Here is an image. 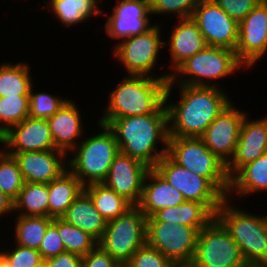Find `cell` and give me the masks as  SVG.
Masks as SVG:
<instances>
[{
	"mask_svg": "<svg viewBox=\"0 0 267 267\" xmlns=\"http://www.w3.org/2000/svg\"><path fill=\"white\" fill-rule=\"evenodd\" d=\"M178 102L169 103L172 85H167L164 103L169 137H201L214 119L231 103L221 87L177 85ZM169 103V104H167Z\"/></svg>",
	"mask_w": 267,
	"mask_h": 267,
	"instance_id": "cell-1",
	"label": "cell"
},
{
	"mask_svg": "<svg viewBox=\"0 0 267 267\" xmlns=\"http://www.w3.org/2000/svg\"><path fill=\"white\" fill-rule=\"evenodd\" d=\"M107 127L113 132L122 153L149 168L167 154L168 115L165 103L153 114L112 120ZM164 145L158 150V143Z\"/></svg>",
	"mask_w": 267,
	"mask_h": 267,
	"instance_id": "cell-2",
	"label": "cell"
},
{
	"mask_svg": "<svg viewBox=\"0 0 267 267\" xmlns=\"http://www.w3.org/2000/svg\"><path fill=\"white\" fill-rule=\"evenodd\" d=\"M167 82L143 75H127L109 93L105 113L97 123L155 113L163 104Z\"/></svg>",
	"mask_w": 267,
	"mask_h": 267,
	"instance_id": "cell-3",
	"label": "cell"
},
{
	"mask_svg": "<svg viewBox=\"0 0 267 267\" xmlns=\"http://www.w3.org/2000/svg\"><path fill=\"white\" fill-rule=\"evenodd\" d=\"M229 202L230 198L222 202L215 218L237 243L247 265L267 267V216L248 213Z\"/></svg>",
	"mask_w": 267,
	"mask_h": 267,
	"instance_id": "cell-4",
	"label": "cell"
},
{
	"mask_svg": "<svg viewBox=\"0 0 267 267\" xmlns=\"http://www.w3.org/2000/svg\"><path fill=\"white\" fill-rule=\"evenodd\" d=\"M96 124L102 132L81 138L82 142L72 150L74 154L71 152L73 157L67 159L68 169L83 186L102 183L120 152L113 132L106 125Z\"/></svg>",
	"mask_w": 267,
	"mask_h": 267,
	"instance_id": "cell-5",
	"label": "cell"
},
{
	"mask_svg": "<svg viewBox=\"0 0 267 267\" xmlns=\"http://www.w3.org/2000/svg\"><path fill=\"white\" fill-rule=\"evenodd\" d=\"M242 67L245 66L237 59L235 51L224 47L207 46L171 73L167 85L218 87L220 85L215 84V81L236 73Z\"/></svg>",
	"mask_w": 267,
	"mask_h": 267,
	"instance_id": "cell-6",
	"label": "cell"
},
{
	"mask_svg": "<svg viewBox=\"0 0 267 267\" xmlns=\"http://www.w3.org/2000/svg\"><path fill=\"white\" fill-rule=\"evenodd\" d=\"M167 155L181 167L207 178L227 198L230 178L226 164L205 146L201 137H169Z\"/></svg>",
	"mask_w": 267,
	"mask_h": 267,
	"instance_id": "cell-7",
	"label": "cell"
},
{
	"mask_svg": "<svg viewBox=\"0 0 267 267\" xmlns=\"http://www.w3.org/2000/svg\"><path fill=\"white\" fill-rule=\"evenodd\" d=\"M147 217L134 205L123 215L107 221L97 245L124 266L146 244Z\"/></svg>",
	"mask_w": 267,
	"mask_h": 267,
	"instance_id": "cell-8",
	"label": "cell"
},
{
	"mask_svg": "<svg viewBox=\"0 0 267 267\" xmlns=\"http://www.w3.org/2000/svg\"><path fill=\"white\" fill-rule=\"evenodd\" d=\"M161 27L159 23L153 24L146 32L115 44L112 54L120 61L119 64L122 63L128 75L149 76L166 82L170 80L171 72L159 76H156L154 71L152 72L157 68L155 65L159 60L160 49L165 48L164 40H161Z\"/></svg>",
	"mask_w": 267,
	"mask_h": 267,
	"instance_id": "cell-9",
	"label": "cell"
},
{
	"mask_svg": "<svg viewBox=\"0 0 267 267\" xmlns=\"http://www.w3.org/2000/svg\"><path fill=\"white\" fill-rule=\"evenodd\" d=\"M193 267H247L240 249L224 226L214 218L198 233Z\"/></svg>",
	"mask_w": 267,
	"mask_h": 267,
	"instance_id": "cell-10",
	"label": "cell"
},
{
	"mask_svg": "<svg viewBox=\"0 0 267 267\" xmlns=\"http://www.w3.org/2000/svg\"><path fill=\"white\" fill-rule=\"evenodd\" d=\"M187 201L204 204L214 215L226 197L205 177L175 163L167 154L154 167Z\"/></svg>",
	"mask_w": 267,
	"mask_h": 267,
	"instance_id": "cell-11",
	"label": "cell"
},
{
	"mask_svg": "<svg viewBox=\"0 0 267 267\" xmlns=\"http://www.w3.org/2000/svg\"><path fill=\"white\" fill-rule=\"evenodd\" d=\"M199 230L170 222H146V244L172 262H190L196 251Z\"/></svg>",
	"mask_w": 267,
	"mask_h": 267,
	"instance_id": "cell-12",
	"label": "cell"
},
{
	"mask_svg": "<svg viewBox=\"0 0 267 267\" xmlns=\"http://www.w3.org/2000/svg\"><path fill=\"white\" fill-rule=\"evenodd\" d=\"M208 46L237 48L239 23L213 0H202L191 16Z\"/></svg>",
	"mask_w": 267,
	"mask_h": 267,
	"instance_id": "cell-13",
	"label": "cell"
},
{
	"mask_svg": "<svg viewBox=\"0 0 267 267\" xmlns=\"http://www.w3.org/2000/svg\"><path fill=\"white\" fill-rule=\"evenodd\" d=\"M267 52V0H261L239 22L237 59L249 69Z\"/></svg>",
	"mask_w": 267,
	"mask_h": 267,
	"instance_id": "cell-14",
	"label": "cell"
},
{
	"mask_svg": "<svg viewBox=\"0 0 267 267\" xmlns=\"http://www.w3.org/2000/svg\"><path fill=\"white\" fill-rule=\"evenodd\" d=\"M233 104L232 101L201 136L205 146L226 165L235 154L240 127L247 114Z\"/></svg>",
	"mask_w": 267,
	"mask_h": 267,
	"instance_id": "cell-15",
	"label": "cell"
},
{
	"mask_svg": "<svg viewBox=\"0 0 267 267\" xmlns=\"http://www.w3.org/2000/svg\"><path fill=\"white\" fill-rule=\"evenodd\" d=\"M108 15L105 31L114 40L128 39L149 30L153 25L150 20L149 0H118Z\"/></svg>",
	"mask_w": 267,
	"mask_h": 267,
	"instance_id": "cell-16",
	"label": "cell"
},
{
	"mask_svg": "<svg viewBox=\"0 0 267 267\" xmlns=\"http://www.w3.org/2000/svg\"><path fill=\"white\" fill-rule=\"evenodd\" d=\"M149 169L142 162L120 151L102 183L133 205H137L141 199L144 179Z\"/></svg>",
	"mask_w": 267,
	"mask_h": 267,
	"instance_id": "cell-17",
	"label": "cell"
},
{
	"mask_svg": "<svg viewBox=\"0 0 267 267\" xmlns=\"http://www.w3.org/2000/svg\"><path fill=\"white\" fill-rule=\"evenodd\" d=\"M7 154L17 161L25 182L48 184L68 169V155L60 150Z\"/></svg>",
	"mask_w": 267,
	"mask_h": 267,
	"instance_id": "cell-18",
	"label": "cell"
},
{
	"mask_svg": "<svg viewBox=\"0 0 267 267\" xmlns=\"http://www.w3.org/2000/svg\"><path fill=\"white\" fill-rule=\"evenodd\" d=\"M267 153V116L249 120L245 115L239 132L236 151L226 165V172L231 178L241 167Z\"/></svg>",
	"mask_w": 267,
	"mask_h": 267,
	"instance_id": "cell-19",
	"label": "cell"
},
{
	"mask_svg": "<svg viewBox=\"0 0 267 267\" xmlns=\"http://www.w3.org/2000/svg\"><path fill=\"white\" fill-rule=\"evenodd\" d=\"M57 150L47 119L28 116L6 132V153Z\"/></svg>",
	"mask_w": 267,
	"mask_h": 267,
	"instance_id": "cell-20",
	"label": "cell"
},
{
	"mask_svg": "<svg viewBox=\"0 0 267 267\" xmlns=\"http://www.w3.org/2000/svg\"><path fill=\"white\" fill-rule=\"evenodd\" d=\"M185 201L180 191L172 187L155 168L146 173L142 195L136 205L146 217H152L157 211L175 207Z\"/></svg>",
	"mask_w": 267,
	"mask_h": 267,
	"instance_id": "cell-21",
	"label": "cell"
},
{
	"mask_svg": "<svg viewBox=\"0 0 267 267\" xmlns=\"http://www.w3.org/2000/svg\"><path fill=\"white\" fill-rule=\"evenodd\" d=\"M164 47L169 46L171 72H174L188 58L204 50L208 45L192 18L178 19ZM168 43V44H167ZM167 44V45H166Z\"/></svg>",
	"mask_w": 267,
	"mask_h": 267,
	"instance_id": "cell-22",
	"label": "cell"
},
{
	"mask_svg": "<svg viewBox=\"0 0 267 267\" xmlns=\"http://www.w3.org/2000/svg\"><path fill=\"white\" fill-rule=\"evenodd\" d=\"M77 106L76 102L68 100L47 119L55 148L66 155L80 143L78 138L83 134V120Z\"/></svg>",
	"mask_w": 267,
	"mask_h": 267,
	"instance_id": "cell-23",
	"label": "cell"
},
{
	"mask_svg": "<svg viewBox=\"0 0 267 267\" xmlns=\"http://www.w3.org/2000/svg\"><path fill=\"white\" fill-rule=\"evenodd\" d=\"M61 219L88 233L97 242L102 237L107 223L85 191L73 201Z\"/></svg>",
	"mask_w": 267,
	"mask_h": 267,
	"instance_id": "cell-24",
	"label": "cell"
},
{
	"mask_svg": "<svg viewBox=\"0 0 267 267\" xmlns=\"http://www.w3.org/2000/svg\"><path fill=\"white\" fill-rule=\"evenodd\" d=\"M215 215L202 203L187 201L175 207L164 208L157 211L146 222H170L179 225L195 227L199 231L206 227Z\"/></svg>",
	"mask_w": 267,
	"mask_h": 267,
	"instance_id": "cell-25",
	"label": "cell"
},
{
	"mask_svg": "<svg viewBox=\"0 0 267 267\" xmlns=\"http://www.w3.org/2000/svg\"><path fill=\"white\" fill-rule=\"evenodd\" d=\"M261 190V191H260ZM267 192V153L241 167L231 178L227 198L239 194V199L250 193ZM235 192V194H233Z\"/></svg>",
	"mask_w": 267,
	"mask_h": 267,
	"instance_id": "cell-26",
	"label": "cell"
},
{
	"mask_svg": "<svg viewBox=\"0 0 267 267\" xmlns=\"http://www.w3.org/2000/svg\"><path fill=\"white\" fill-rule=\"evenodd\" d=\"M84 191V186L67 169L58 178L48 183V216L61 218L73 201Z\"/></svg>",
	"mask_w": 267,
	"mask_h": 267,
	"instance_id": "cell-27",
	"label": "cell"
},
{
	"mask_svg": "<svg viewBox=\"0 0 267 267\" xmlns=\"http://www.w3.org/2000/svg\"><path fill=\"white\" fill-rule=\"evenodd\" d=\"M47 6L66 27L86 22L93 15L102 14L99 0H48Z\"/></svg>",
	"mask_w": 267,
	"mask_h": 267,
	"instance_id": "cell-28",
	"label": "cell"
},
{
	"mask_svg": "<svg viewBox=\"0 0 267 267\" xmlns=\"http://www.w3.org/2000/svg\"><path fill=\"white\" fill-rule=\"evenodd\" d=\"M84 191L90 196L96 210L106 222L123 215L134 206L126 198L117 194L103 183L84 186Z\"/></svg>",
	"mask_w": 267,
	"mask_h": 267,
	"instance_id": "cell-29",
	"label": "cell"
},
{
	"mask_svg": "<svg viewBox=\"0 0 267 267\" xmlns=\"http://www.w3.org/2000/svg\"><path fill=\"white\" fill-rule=\"evenodd\" d=\"M48 202V184L25 182L14 201V211L22 216H48Z\"/></svg>",
	"mask_w": 267,
	"mask_h": 267,
	"instance_id": "cell-30",
	"label": "cell"
},
{
	"mask_svg": "<svg viewBox=\"0 0 267 267\" xmlns=\"http://www.w3.org/2000/svg\"><path fill=\"white\" fill-rule=\"evenodd\" d=\"M26 62L0 64V97L29 95L33 85Z\"/></svg>",
	"mask_w": 267,
	"mask_h": 267,
	"instance_id": "cell-31",
	"label": "cell"
},
{
	"mask_svg": "<svg viewBox=\"0 0 267 267\" xmlns=\"http://www.w3.org/2000/svg\"><path fill=\"white\" fill-rule=\"evenodd\" d=\"M15 244L39 250L40 243L46 229L53 222L49 216H22L15 217Z\"/></svg>",
	"mask_w": 267,
	"mask_h": 267,
	"instance_id": "cell-32",
	"label": "cell"
},
{
	"mask_svg": "<svg viewBox=\"0 0 267 267\" xmlns=\"http://www.w3.org/2000/svg\"><path fill=\"white\" fill-rule=\"evenodd\" d=\"M58 233L67 252L85 256L97 246L92 236L61 218H58Z\"/></svg>",
	"mask_w": 267,
	"mask_h": 267,
	"instance_id": "cell-33",
	"label": "cell"
},
{
	"mask_svg": "<svg viewBox=\"0 0 267 267\" xmlns=\"http://www.w3.org/2000/svg\"><path fill=\"white\" fill-rule=\"evenodd\" d=\"M24 184V178L14 157L6 152L0 154V190L14 202Z\"/></svg>",
	"mask_w": 267,
	"mask_h": 267,
	"instance_id": "cell-34",
	"label": "cell"
},
{
	"mask_svg": "<svg viewBox=\"0 0 267 267\" xmlns=\"http://www.w3.org/2000/svg\"><path fill=\"white\" fill-rule=\"evenodd\" d=\"M29 116V95L0 97V127L6 132Z\"/></svg>",
	"mask_w": 267,
	"mask_h": 267,
	"instance_id": "cell-35",
	"label": "cell"
},
{
	"mask_svg": "<svg viewBox=\"0 0 267 267\" xmlns=\"http://www.w3.org/2000/svg\"><path fill=\"white\" fill-rule=\"evenodd\" d=\"M33 90L32 85L29 94V116L32 118L48 119L69 100L46 92L34 93Z\"/></svg>",
	"mask_w": 267,
	"mask_h": 267,
	"instance_id": "cell-36",
	"label": "cell"
},
{
	"mask_svg": "<svg viewBox=\"0 0 267 267\" xmlns=\"http://www.w3.org/2000/svg\"><path fill=\"white\" fill-rule=\"evenodd\" d=\"M202 0H149L152 14L175 15L177 19L191 18L194 9Z\"/></svg>",
	"mask_w": 267,
	"mask_h": 267,
	"instance_id": "cell-37",
	"label": "cell"
},
{
	"mask_svg": "<svg viewBox=\"0 0 267 267\" xmlns=\"http://www.w3.org/2000/svg\"><path fill=\"white\" fill-rule=\"evenodd\" d=\"M173 262L157 249L145 244L123 267H169Z\"/></svg>",
	"mask_w": 267,
	"mask_h": 267,
	"instance_id": "cell-38",
	"label": "cell"
},
{
	"mask_svg": "<svg viewBox=\"0 0 267 267\" xmlns=\"http://www.w3.org/2000/svg\"><path fill=\"white\" fill-rule=\"evenodd\" d=\"M14 246V249L0 250V254L12 267H33L43 260L40 252L36 249L23 247L18 244Z\"/></svg>",
	"mask_w": 267,
	"mask_h": 267,
	"instance_id": "cell-39",
	"label": "cell"
},
{
	"mask_svg": "<svg viewBox=\"0 0 267 267\" xmlns=\"http://www.w3.org/2000/svg\"><path fill=\"white\" fill-rule=\"evenodd\" d=\"M38 251L44 260L65 252V247L58 233V218H53V222L46 229Z\"/></svg>",
	"mask_w": 267,
	"mask_h": 267,
	"instance_id": "cell-40",
	"label": "cell"
},
{
	"mask_svg": "<svg viewBox=\"0 0 267 267\" xmlns=\"http://www.w3.org/2000/svg\"><path fill=\"white\" fill-rule=\"evenodd\" d=\"M232 19L242 21L261 0H213Z\"/></svg>",
	"mask_w": 267,
	"mask_h": 267,
	"instance_id": "cell-41",
	"label": "cell"
},
{
	"mask_svg": "<svg viewBox=\"0 0 267 267\" xmlns=\"http://www.w3.org/2000/svg\"><path fill=\"white\" fill-rule=\"evenodd\" d=\"M81 267H123L98 245L82 256Z\"/></svg>",
	"mask_w": 267,
	"mask_h": 267,
	"instance_id": "cell-42",
	"label": "cell"
},
{
	"mask_svg": "<svg viewBox=\"0 0 267 267\" xmlns=\"http://www.w3.org/2000/svg\"><path fill=\"white\" fill-rule=\"evenodd\" d=\"M81 262L82 256L67 251L45 260L46 267H81Z\"/></svg>",
	"mask_w": 267,
	"mask_h": 267,
	"instance_id": "cell-43",
	"label": "cell"
},
{
	"mask_svg": "<svg viewBox=\"0 0 267 267\" xmlns=\"http://www.w3.org/2000/svg\"><path fill=\"white\" fill-rule=\"evenodd\" d=\"M14 212V202L0 190V217Z\"/></svg>",
	"mask_w": 267,
	"mask_h": 267,
	"instance_id": "cell-44",
	"label": "cell"
},
{
	"mask_svg": "<svg viewBox=\"0 0 267 267\" xmlns=\"http://www.w3.org/2000/svg\"><path fill=\"white\" fill-rule=\"evenodd\" d=\"M0 154L4 153L6 151V131L0 127ZM4 146V147H3Z\"/></svg>",
	"mask_w": 267,
	"mask_h": 267,
	"instance_id": "cell-45",
	"label": "cell"
},
{
	"mask_svg": "<svg viewBox=\"0 0 267 267\" xmlns=\"http://www.w3.org/2000/svg\"><path fill=\"white\" fill-rule=\"evenodd\" d=\"M169 267H193L190 262H173Z\"/></svg>",
	"mask_w": 267,
	"mask_h": 267,
	"instance_id": "cell-46",
	"label": "cell"
},
{
	"mask_svg": "<svg viewBox=\"0 0 267 267\" xmlns=\"http://www.w3.org/2000/svg\"><path fill=\"white\" fill-rule=\"evenodd\" d=\"M0 267H12L10 263L0 254Z\"/></svg>",
	"mask_w": 267,
	"mask_h": 267,
	"instance_id": "cell-47",
	"label": "cell"
},
{
	"mask_svg": "<svg viewBox=\"0 0 267 267\" xmlns=\"http://www.w3.org/2000/svg\"><path fill=\"white\" fill-rule=\"evenodd\" d=\"M33 267H46L45 260L43 259L40 263H38L37 265Z\"/></svg>",
	"mask_w": 267,
	"mask_h": 267,
	"instance_id": "cell-48",
	"label": "cell"
},
{
	"mask_svg": "<svg viewBox=\"0 0 267 267\" xmlns=\"http://www.w3.org/2000/svg\"><path fill=\"white\" fill-rule=\"evenodd\" d=\"M247 267H265V266H251V265H248Z\"/></svg>",
	"mask_w": 267,
	"mask_h": 267,
	"instance_id": "cell-49",
	"label": "cell"
}]
</instances>
